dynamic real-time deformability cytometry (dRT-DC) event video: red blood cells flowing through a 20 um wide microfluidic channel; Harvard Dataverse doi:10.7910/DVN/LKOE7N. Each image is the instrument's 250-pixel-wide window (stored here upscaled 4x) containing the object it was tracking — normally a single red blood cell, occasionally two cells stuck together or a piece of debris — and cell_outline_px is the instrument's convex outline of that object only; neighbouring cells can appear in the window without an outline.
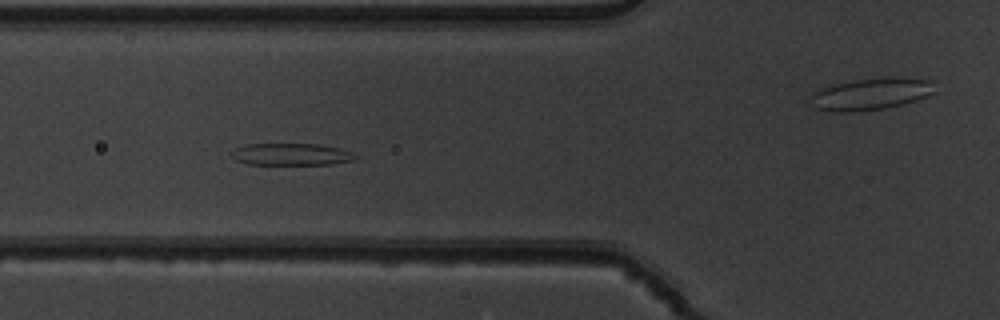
{"species": "common noctule bat (a hibernating species)", "species_latin": "Nyctalus noctula", "temperature_condition": "warm", "stored_images_in_passage": 7, "camera_frame_rate_fps": 3000, "um_per_image_px": 0.085, "animal": {"sex": "male", "body_mass_g": 19.5, "forearm_length_mm": 54.6}, "frame": {"image": 1, "passage_image": 6, "time_ms": 1.667, "image_size_px": [1000, 320], "cell_outline_px": [[360, 156], [352, 160], [332, 164], [248, 164], [236, 160], [232, 156], [232, 152], [236, 148], [248, 144], [316, 144], [340, 148], [352, 152]], "centroid_in_image_um": [24.79, 13.11], "position_along_channel_um": 101.0, "area_um2": 15.72}}